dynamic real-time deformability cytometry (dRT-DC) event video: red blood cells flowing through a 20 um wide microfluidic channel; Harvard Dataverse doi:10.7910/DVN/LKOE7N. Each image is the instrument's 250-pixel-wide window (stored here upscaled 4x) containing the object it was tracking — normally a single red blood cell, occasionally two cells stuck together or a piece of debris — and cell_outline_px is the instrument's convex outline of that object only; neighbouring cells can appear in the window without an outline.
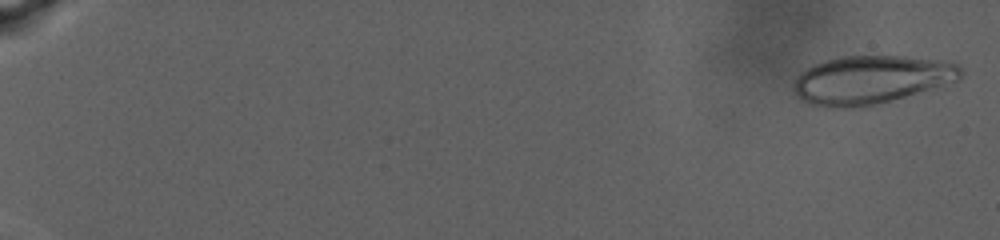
{"species": "human", "species_latin": "Homo sapiens", "temperature_condition": "warm", "stored_images_in_passage": 44, "camera_frame_rate_fps": 3000, "um_per_image_px": 0.085, "donor": {"sex": "male"}, "frame": {"image": 1, "passage_image": 2, "time_ms": 0.333, "image_size_px": [1000, 240], "cell_outline_px": [[964, 72], [956, 80], [904, 96], [860, 108], [828, 108], [812, 104], [796, 96], [792, 88], [796, 76], [808, 68], [824, 60], [840, 56], [904, 56], [944, 60], [956, 64]], "centroid_in_image_um": [73.98, 6.77], "position_along_channel_um": 11.0, "area_um2": 46.64}}
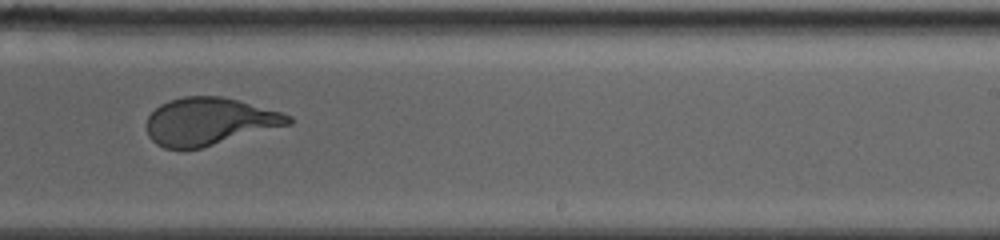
{"frame": {"image": 2, "passage_image": 30, "time_ms": 9.667, "image_size_px": [1000, 240], "cell_outline_px": [[292, 124], [200, 148], [164, 148], [156, 144], [148, 136], [148, 116], [160, 104], [168, 100], [184, 96], [224, 96], [280, 112], [292, 116]], "centroid_in_image_um": [17.79, 10.31], "position_along_channel_um": 271.2, "area_um2": 38.96}}
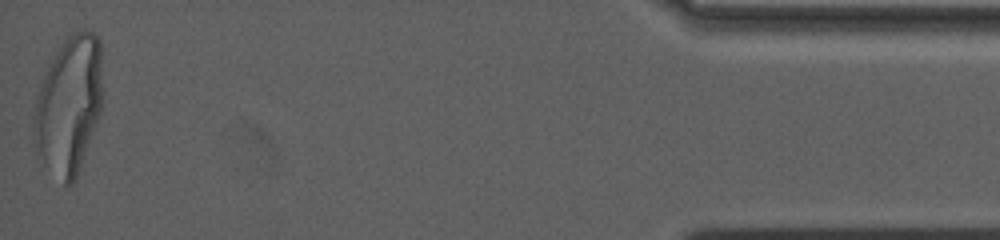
{"frame": {"image": 3, "passage_image": 44, "time_ms": 14.333, "image_size_px": [1000, 240], "cell_outline_px": [[100, 112], [76, 176], [72, 184], [68, 188], [40, 168], [36, 156], [32, 136], [32, 116], [36, 96], [48, 68], [52, 60], [64, 40], [68, 36], [84, 28], [92, 32], [100, 40]], "centroid_in_image_um": [5.77, 9.07], "position_along_channel_um": 429.4, "area_um2": 55.49}, "authors_computed_cell_mechanics": {"area_um2": 44.9973, "velocity_mm_per_s": 4.7595, "shape_relaxation_time_tau1_ms": 4.4305, "shape_relaxation_time_tau2_ms": null, "deformation_change_tau1": 0.2793, "deformation_change_tau2": null}}